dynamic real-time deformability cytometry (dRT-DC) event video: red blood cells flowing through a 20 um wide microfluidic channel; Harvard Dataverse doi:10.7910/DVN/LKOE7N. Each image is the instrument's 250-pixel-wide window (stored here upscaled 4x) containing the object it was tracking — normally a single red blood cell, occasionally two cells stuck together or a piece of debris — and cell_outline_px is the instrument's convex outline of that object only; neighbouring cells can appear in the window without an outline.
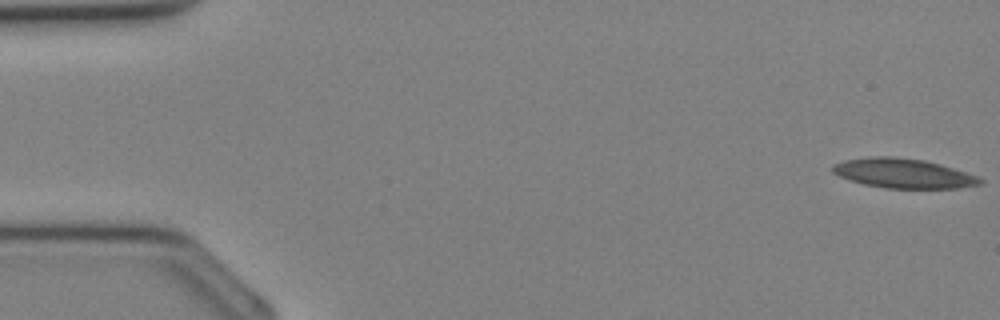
{"species": "Egyptian fruit bat (a non-hibernating species)", "species_latin": "Rousettus aegyptiacus", "temperature_condition": "cold", "stored_images_in_passage": 6, "camera_frame_rate_fps": 3000, "um_per_image_px": 0.085, "animal": {"sex": "female"}, "frame": {"image": 1, "passage_image": 1, "time_ms": 0.0, "image_size_px": [1000, 320], "cell_outline_px": [[984, 180], [980, 184], [960, 188], [884, 188], [864, 184], [848, 180], [832, 172], [832, 164], [844, 160], [868, 156], [892, 156], [924, 160], [940, 164], [976, 176]], "centroid_in_image_um": [76.73, 14.73], "position_along_channel_um": 8.3, "area_um2": 25.37}}